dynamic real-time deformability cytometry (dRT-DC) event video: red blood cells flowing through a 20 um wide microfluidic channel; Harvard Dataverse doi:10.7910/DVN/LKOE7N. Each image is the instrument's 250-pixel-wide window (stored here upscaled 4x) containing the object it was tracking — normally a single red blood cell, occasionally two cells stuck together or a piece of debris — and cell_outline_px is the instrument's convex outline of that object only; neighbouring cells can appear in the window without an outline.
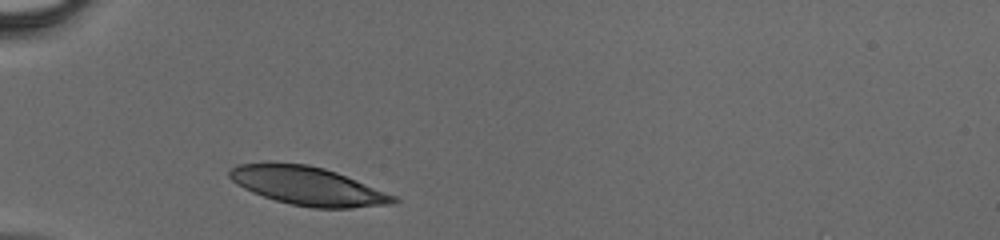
{"species": "human", "species_latin": "Homo sapiens", "temperature_condition": "cold", "stored_images_in_passage": 25, "camera_frame_rate_fps": 3000, "um_per_image_px": 0.085, "donor": {"sex": "male"}, "frame": {"image": 1, "passage_image": 1, "time_ms": 0.0, "image_size_px": [1000, 240], "cell_outline_px": [[400, 200], [392, 204], [352, 208], [312, 208], [292, 204], [276, 200], [252, 192], [236, 184], [228, 176], [228, 172], [236, 164], [268, 160], [308, 164], [324, 168], [336, 172], [396, 196]], "centroid_in_image_um": [26.1, 15.77], "position_along_channel_um": 58.9, "area_um2": 37.17}}
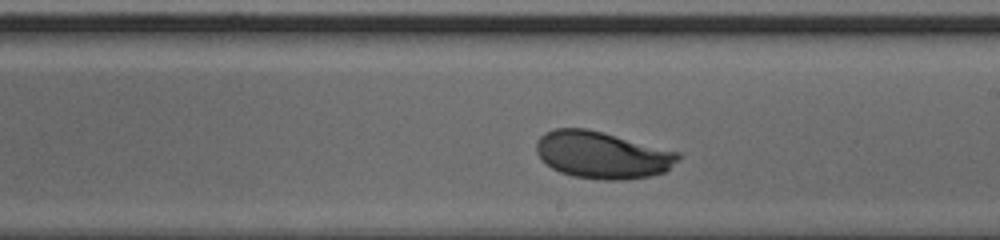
{"frame": {"image": 2, "passage_image": 14, "time_ms": 4.333, "image_size_px": [1000, 240], "cell_outline_px": [[680, 156], [664, 172], [648, 176], [620, 180], [604, 180], [572, 176], [560, 172], [552, 168], [536, 152], [536, 140], [544, 132], [556, 128], [588, 128], [680, 152]], "centroid_in_image_um": [51.15, 13.15], "position_along_channel_um": 237.8, "area_um2": 38.67}}
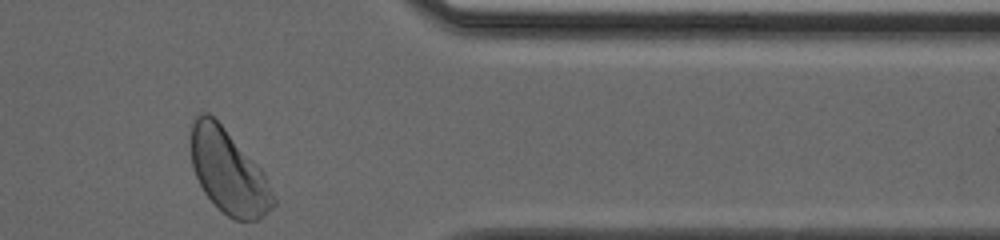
{"frame": {"image": 3, "passage_image": 25, "time_ms": 8.0, "image_size_px": [1000, 240], "cell_outline_px": [[276, 204], [272, 208], [256, 220], [236, 220], [228, 216], [204, 192], [192, 168], [192, 116], [200, 112], [208, 112], [224, 128], [264, 172], [276, 200]], "centroid_in_image_um": [19.42, 14.58], "position_along_channel_um": 392.0, "area_um2": 39.65}}